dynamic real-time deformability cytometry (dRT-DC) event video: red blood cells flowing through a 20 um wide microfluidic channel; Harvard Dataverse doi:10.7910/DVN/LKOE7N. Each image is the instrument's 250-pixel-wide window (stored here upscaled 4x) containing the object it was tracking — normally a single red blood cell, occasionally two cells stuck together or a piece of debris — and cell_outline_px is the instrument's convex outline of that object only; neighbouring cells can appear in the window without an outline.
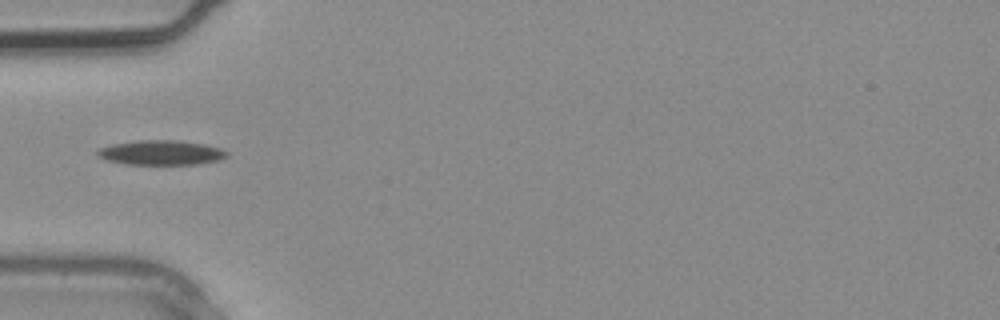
{"species": "common noctule bat (a hibernating species)", "species_latin": "Nyctalus noctula", "temperature_condition": "warm", "stored_images_in_passage": 2, "camera_frame_rate_fps": 3000, "um_per_image_px": 0.085, "animal": {"sex": "male", "body_mass_g": 20.4}, "frame": {"image": 1, "passage_image": 2, "time_ms": 0.333, "image_size_px": [1000, 320], "cell_outline_px": [[228, 156], [220, 160], [200, 164], [124, 164], [108, 160], [96, 156], [96, 152], [100, 148], [112, 144], [136, 140], [176, 140], [204, 144], [220, 148], [228, 152]], "centroid_in_image_um": [13.7, 12.97], "position_along_channel_um": 71.3, "area_um2": 18.67}}